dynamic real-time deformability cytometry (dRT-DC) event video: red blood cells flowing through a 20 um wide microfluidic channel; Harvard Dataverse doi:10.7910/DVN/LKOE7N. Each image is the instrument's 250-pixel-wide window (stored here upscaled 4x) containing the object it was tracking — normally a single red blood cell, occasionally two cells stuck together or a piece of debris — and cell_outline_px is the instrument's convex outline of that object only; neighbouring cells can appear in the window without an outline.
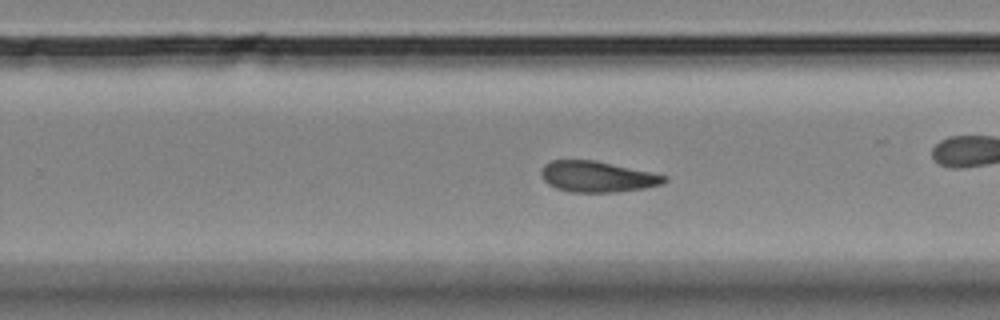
{"species": "Egyptian fruit bat (a non-hibernating species)", "species_latin": "Rousettus aegyptiacus", "temperature_condition": "room temperature", "stored_images_in_passage": 53, "camera_frame_rate_fps": 3000, "um_per_image_px": 0.085, "animal": {"sex": "female"}, "frame": {"image": 1, "passage_image": 31, "time_ms": 10.0, "image_size_px": [1000, 320], "cell_outline_px": [[668, 180], [664, 184], [644, 188], [616, 192], [568, 192], [556, 188], [548, 184], [544, 180], [540, 172], [544, 164], [552, 160], [592, 160], [668, 176]], "centroid_in_image_um": [50.75, 15.03], "position_along_channel_um": 279.0, "area_um2": 22.02}}
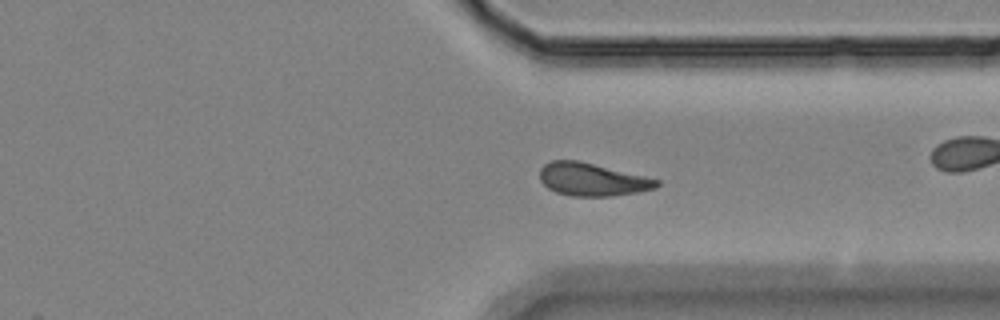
{"frame": {"image": 2, "passage_image": 38, "time_ms": 12.333, "image_size_px": [1000, 320], "cell_outline_px": [[660, 184], [656, 188], [636, 192], [612, 196], [572, 196], [556, 192], [548, 188], [540, 180], [540, 168], [544, 164], [552, 160], [576, 160], [644, 176], [660, 180]], "centroid_in_image_um": [50.31, 15.26], "position_along_channel_um": 361.1, "area_um2": 22.14}}